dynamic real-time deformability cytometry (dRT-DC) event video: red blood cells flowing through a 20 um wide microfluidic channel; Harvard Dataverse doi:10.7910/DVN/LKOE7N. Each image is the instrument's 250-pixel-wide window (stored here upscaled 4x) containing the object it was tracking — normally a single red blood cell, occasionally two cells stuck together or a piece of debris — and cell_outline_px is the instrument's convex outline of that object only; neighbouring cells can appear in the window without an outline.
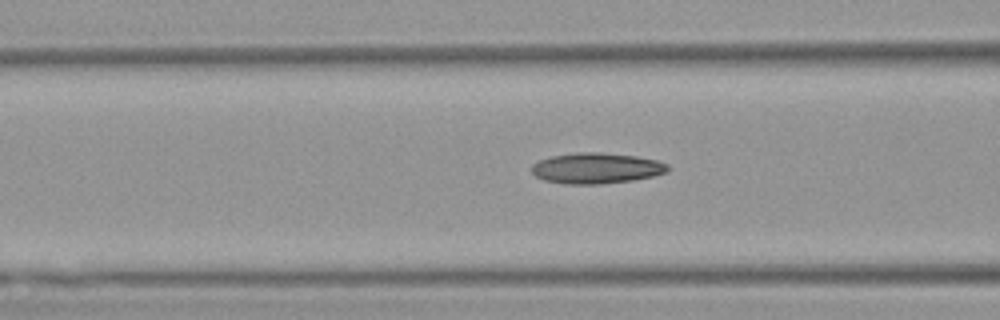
{"species": "Egyptian fruit bat (a non-hibernating species)", "species_latin": "Rousettus aegyptiacus", "temperature_condition": "warm", "stored_images_in_passage": 39, "camera_frame_rate_fps": 3000, "um_per_image_px": 0.085, "animal": {"sex": "female"}, "frame": {"image": 1, "passage_image": 18, "time_ms": 5.667, "image_size_px": [1000, 320], "cell_outline_px": [[668, 172], [652, 176], [632, 180], [600, 184], [564, 184], [544, 180], [536, 176], [532, 172], [532, 164], [540, 160], [552, 156], [576, 152], [600, 152], [636, 156], [656, 160], [668, 164]], "centroid_in_image_um": [50.68, 14.29], "position_along_channel_um": 115.9, "area_um2": 24.33}}
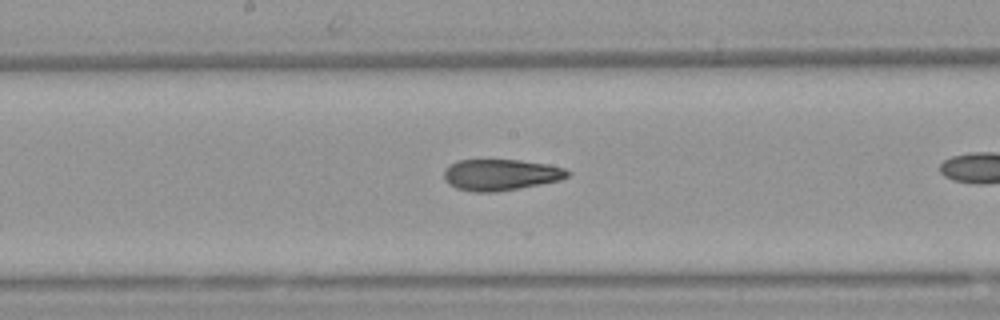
{"frame": {"image": 2, "passage_image": 25, "time_ms": 8.0, "image_size_px": [1000, 320], "cell_outline_px": [[572, 172], [568, 176], [560, 180], [520, 188], [496, 192], [472, 192], [456, 188], [448, 184], [444, 180], [444, 168], [448, 164], [456, 160], [520, 160], [548, 164], [564, 168]], "centroid_in_image_um": [42.52, 14.85], "position_along_channel_um": 205.7, "area_um2": 22.77}}
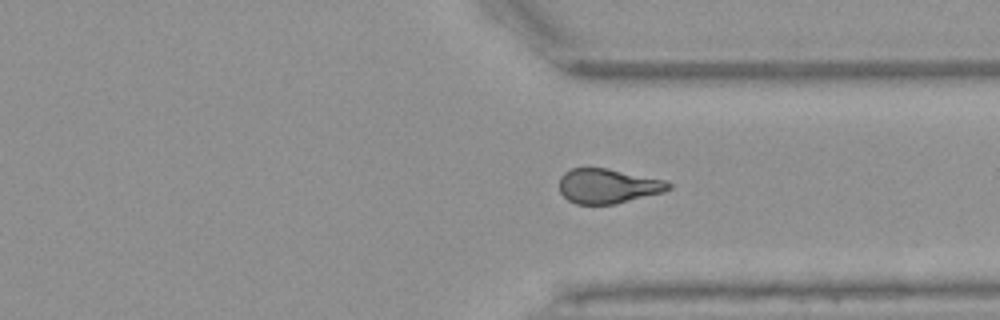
{"frame": {"image": 3, "passage_image": 37, "time_ms": 12.0, "image_size_px": [1000, 320], "cell_outline_px": [[672, 188], [664, 192], [616, 204], [576, 204], [568, 200], [560, 192], [560, 176], [564, 172], [572, 168], [608, 168], [664, 180], [672, 184]], "centroid_in_image_um": [51.68, 15.81], "position_along_channel_um": 359.7, "area_um2": 22.14}}